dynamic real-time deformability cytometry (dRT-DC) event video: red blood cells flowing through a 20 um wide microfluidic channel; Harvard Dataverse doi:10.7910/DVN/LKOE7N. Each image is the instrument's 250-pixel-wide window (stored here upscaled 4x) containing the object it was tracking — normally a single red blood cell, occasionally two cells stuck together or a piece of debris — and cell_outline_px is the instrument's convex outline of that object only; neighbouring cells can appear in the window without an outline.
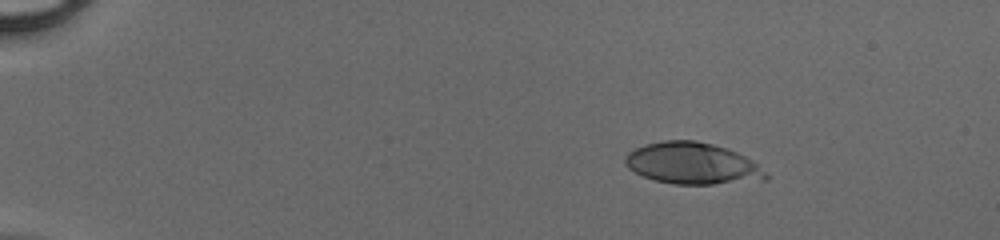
{"species": "human", "species_latin": "Homo sapiens", "temperature_condition": "cold", "stored_images_in_passage": 42, "camera_frame_rate_fps": 3000, "um_per_image_px": 0.085, "donor": {"sex": "male"}, "frame": {"image": 1, "passage_image": 1, "time_ms": 0.0, "image_size_px": [1000, 240], "cell_outline_px": [[768, 180], [712, 184], [672, 184], [656, 180], [644, 176], [628, 168], [624, 164], [624, 160], [628, 152], [644, 144], [664, 140], [696, 140], [712, 144], [736, 152], [752, 160], [768, 172]], "centroid_in_image_um": [58.87, 13.89], "position_along_channel_um": 26.1, "area_um2": 34.16}}
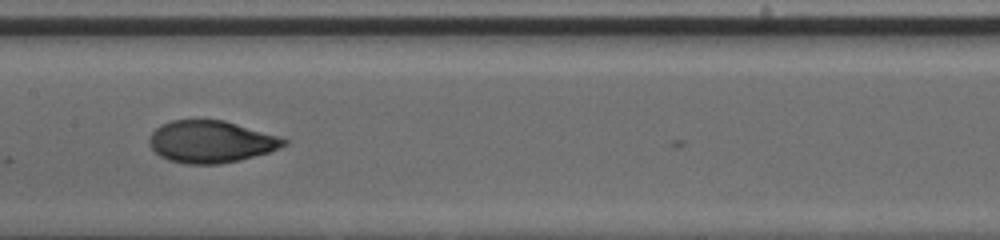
{"frame": {"image": 2, "passage_image": 20, "time_ms": 6.333, "image_size_px": [1000, 240], "cell_outline_px": [[288, 144], [280, 148], [268, 152], [240, 160], [220, 164], [188, 164], [168, 160], [160, 156], [152, 148], [148, 140], [152, 132], [160, 124], [172, 120], [224, 120], [276, 136], [288, 140]], "centroid_in_image_um": [17.9, 12.05], "position_along_channel_um": 189.5, "area_um2": 32.77}}
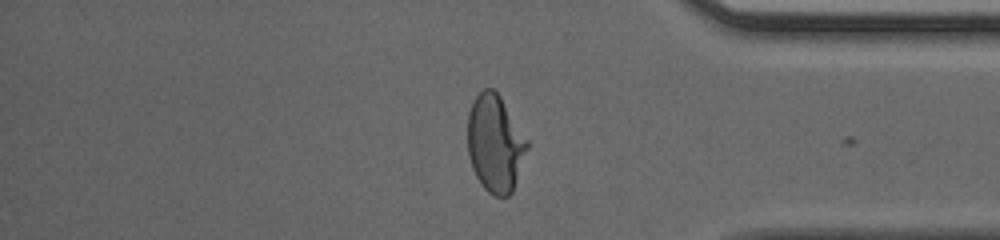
{"frame": {"image": 3, "passage_image": 35, "time_ms": 11.333, "image_size_px": [1000, 240], "cell_outline_px": [[528, 148], [512, 192], [508, 196], [496, 196], [488, 192], [484, 188], [476, 176], [472, 168], [468, 156], [468, 112], [472, 100], [484, 88], [492, 88], [500, 96], [528, 140]], "centroid_in_image_um": [42.07, 12.19], "position_along_channel_um": 393.1, "area_um2": 33.64}}